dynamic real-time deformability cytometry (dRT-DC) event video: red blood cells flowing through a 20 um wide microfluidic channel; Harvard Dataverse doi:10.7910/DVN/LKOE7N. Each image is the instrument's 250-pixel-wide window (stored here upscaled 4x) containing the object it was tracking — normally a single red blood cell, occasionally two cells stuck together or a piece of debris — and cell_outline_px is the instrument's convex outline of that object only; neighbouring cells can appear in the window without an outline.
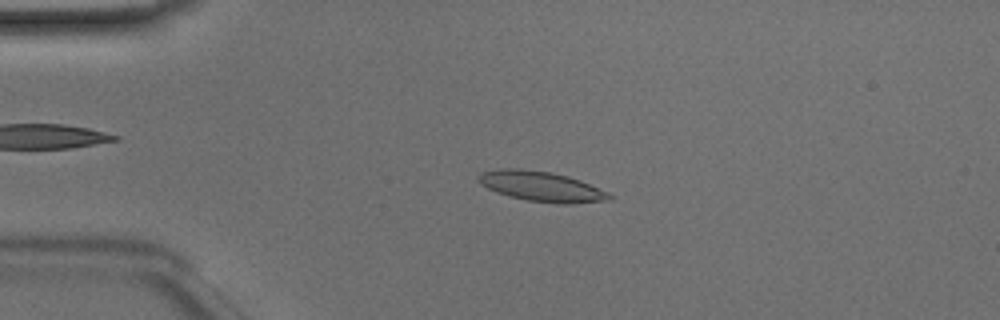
{"species": "Egyptian fruit bat (a non-hibernating species)", "species_latin": "Rousettus aegyptiacus", "temperature_condition": "room temperature", "stored_images_in_passage": 49, "camera_frame_rate_fps": 3000, "um_per_image_px": 0.085, "animal": {"sex": "male"}, "frame": {"image": 1, "passage_image": 11, "time_ms": 3.333, "image_size_px": [1000, 320], "cell_outline_px": [[612, 200], [572, 204], [556, 204], [528, 200], [496, 192], [480, 184], [476, 180], [476, 176], [480, 172], [500, 168], [520, 168], [552, 172], [568, 176], [580, 180], [608, 192], [612, 196]], "centroid_in_image_um": [46.0, 15.84], "position_along_channel_um": 39.0, "area_um2": 23.18}}
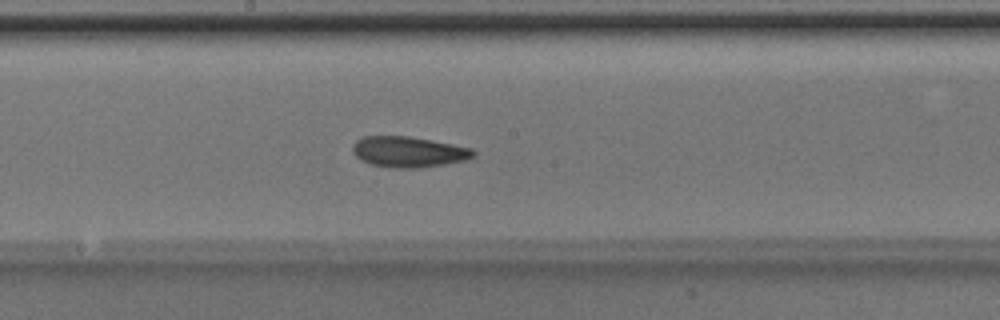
{"frame": {"image": 2, "passage_image": 26, "time_ms": 8.333, "image_size_px": [1000, 320], "cell_outline_px": [[476, 156], [468, 160], [420, 168], [388, 168], [368, 164], [360, 160], [352, 152], [352, 144], [356, 140], [364, 136], [408, 136], [452, 144], [472, 148], [476, 152]], "centroid_in_image_um": [34.71, 12.92], "position_along_channel_um": 213.5, "area_um2": 21.96}}
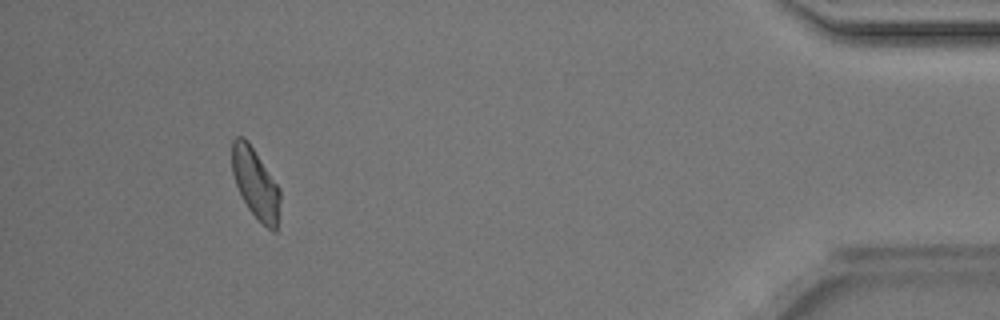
{"frame": {"image": 3, "passage_image": 45, "time_ms": 14.667, "image_size_px": [1000, 320], "cell_outline_px": [[280, 200], [276, 232], [272, 232], [248, 208], [236, 184], [232, 172], [232, 140], [236, 136], [244, 136], [248, 140], [280, 188]], "centroid_in_image_um": [21.72, 15.55], "position_along_channel_um": 413.5, "area_um2": 19.48}, "authors_computed_cell_mechanics": {"area_um2": 21.2704, "velocity_mm_per_s": 4.1358, "shape_relaxation_time_tau1_ms": 7.659, "shape_relaxation_time_tau2_ms": 5.6861, "deformation_change_tau1": 0.1628, "deformation_change_tau2": 0.149}}